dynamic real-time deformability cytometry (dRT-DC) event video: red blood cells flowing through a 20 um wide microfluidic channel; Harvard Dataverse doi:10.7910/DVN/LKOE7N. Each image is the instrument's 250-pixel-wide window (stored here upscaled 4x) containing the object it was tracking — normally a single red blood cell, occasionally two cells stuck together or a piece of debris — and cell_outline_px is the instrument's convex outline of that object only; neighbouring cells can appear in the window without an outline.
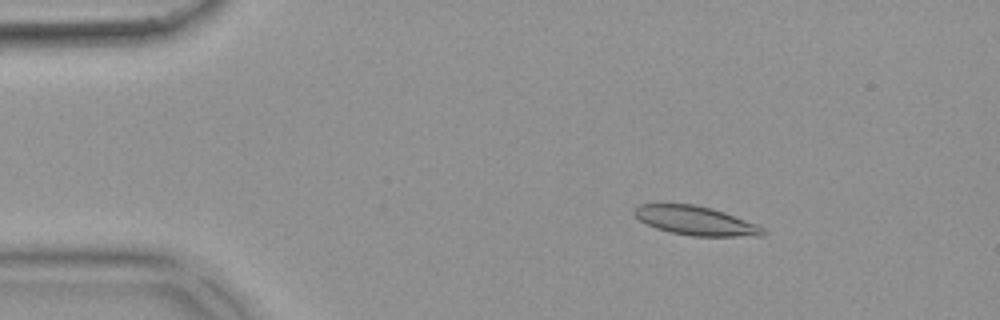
{"species": "common noctule bat (a hibernating species)", "species_latin": "Nyctalus noctula", "temperature_condition": "warm", "stored_images_in_passage": 52, "camera_frame_rate_fps": 3000, "um_per_image_px": 0.085, "animal": {"sex": "female", "body_mass_g": 18.4}, "frame": {"image": 1, "passage_image": 8, "time_ms": 2.333, "image_size_px": [1000, 320], "cell_outline_px": [[768, 232], [764, 236], [692, 236], [668, 232], [656, 228], [640, 220], [632, 212], [640, 204], [696, 204], [712, 208], [724, 212], [756, 224], [764, 228]], "centroid_in_image_um": [59.16, 18.76], "position_along_channel_um": 25.8, "area_um2": 21.73}}
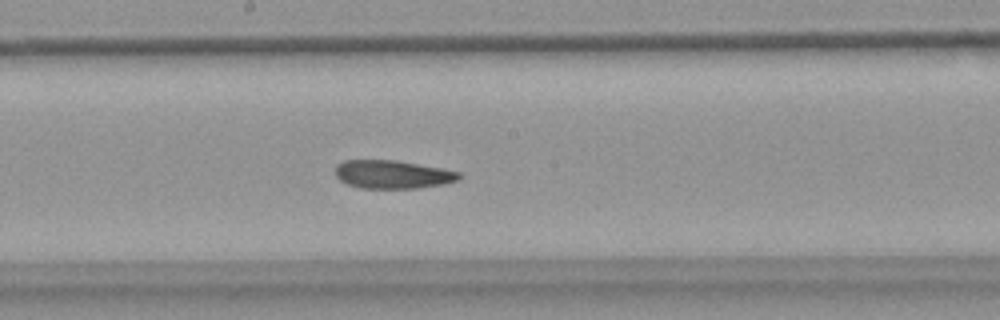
{"frame": {"image": 2, "passage_image": 28, "time_ms": 9.0, "image_size_px": [1000, 320], "cell_outline_px": [[460, 180], [444, 184], [416, 188], [360, 188], [348, 184], [340, 180], [336, 176], [336, 164], [344, 160], [396, 160], [444, 168], [460, 172]], "centroid_in_image_um": [33.39, 14.82], "position_along_channel_um": 214.8, "area_um2": 20.52}}
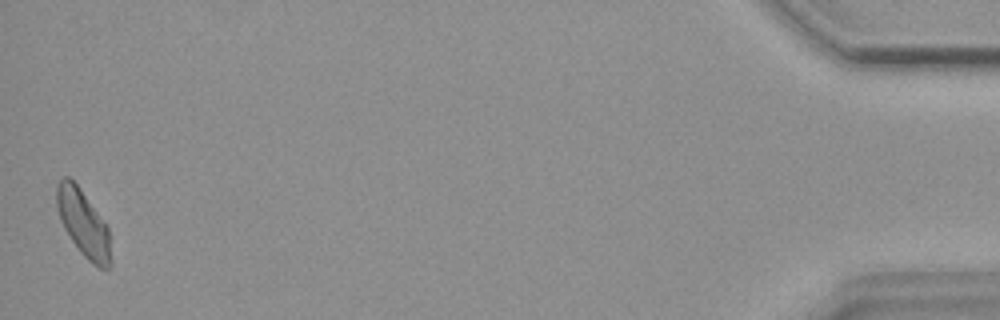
{"frame": {"image": 3, "passage_image": 52, "time_ms": 17.0, "image_size_px": [1000, 320], "cell_outline_px": [[112, 268], [100, 268], [92, 264], [80, 252], [64, 228], [60, 220], [56, 204], [56, 184], [64, 176], [68, 176], [76, 184], [104, 220], [108, 228], [112, 260]], "centroid_in_image_um": [7.09, 19.01], "position_along_channel_um": 428.1, "area_um2": 21.04}, "authors_computed_cell_mechanics": {"area_um2": 21.3571, "velocity_mm_per_s": 3.8227, "shape_relaxation_time_tau1_ms": 5.626, "shape_relaxation_time_tau2_ms": 3.9596, "deformation_change_tau1": 0.1557, "deformation_change_tau2": 0.1275}}